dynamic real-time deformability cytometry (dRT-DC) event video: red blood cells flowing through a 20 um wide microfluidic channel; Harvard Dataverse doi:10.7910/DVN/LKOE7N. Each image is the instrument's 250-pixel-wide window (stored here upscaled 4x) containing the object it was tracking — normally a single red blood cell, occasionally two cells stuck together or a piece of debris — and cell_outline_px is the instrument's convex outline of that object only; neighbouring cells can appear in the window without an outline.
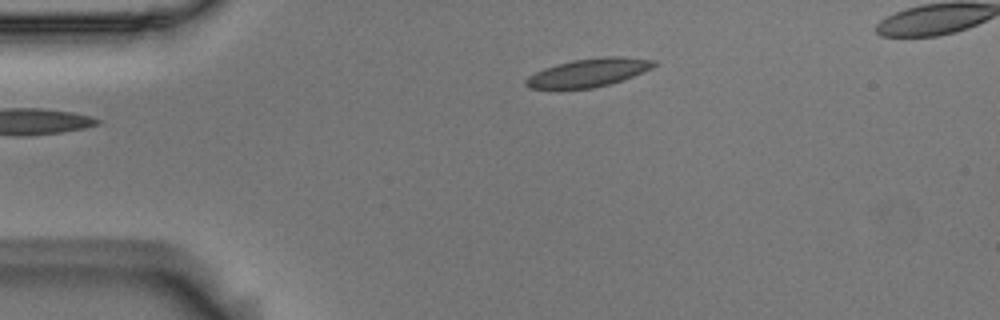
{"species": "Egyptian fruit bat (a non-hibernating species)", "species_latin": "Rousettus aegyptiacus", "temperature_condition": "room temperature", "stored_images_in_passage": 32, "camera_frame_rate_fps": 3000, "um_per_image_px": 0.085, "animal": {"sex": "male"}, "frame": {"image": 1, "passage_image": 1, "time_ms": 0.0, "image_size_px": [1000, 320], "cell_outline_px": [[648, 64], [644, 68], [636, 72], [616, 80], [600, 84], [580, 88], [540, 88], [532, 84], [544, 72], [568, 64], [588, 60], [624, 60]], "centroid_in_image_um": [49.93, 6.27], "position_along_channel_um": 35.1, "area_um2": 15.37}}
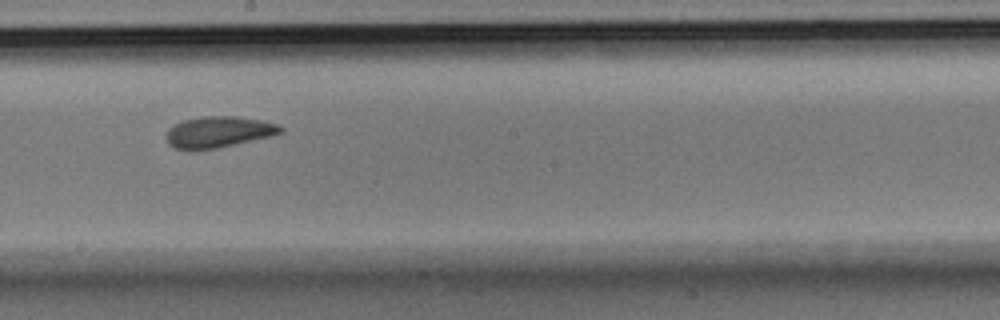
{"frame": {"image": 2, "passage_image": 20, "time_ms": 6.333, "image_size_px": [1000, 320], "cell_outline_px": [[276, 132], [220, 144], [200, 148], [184, 148], [176, 144], [172, 140], [172, 136], [176, 132], [188, 124], [220, 120], [232, 120], [260, 124], [276, 128]], "centroid_in_image_um": [18.53, 11.31], "position_along_channel_um": 229.7, "area_um2": 13.76}}
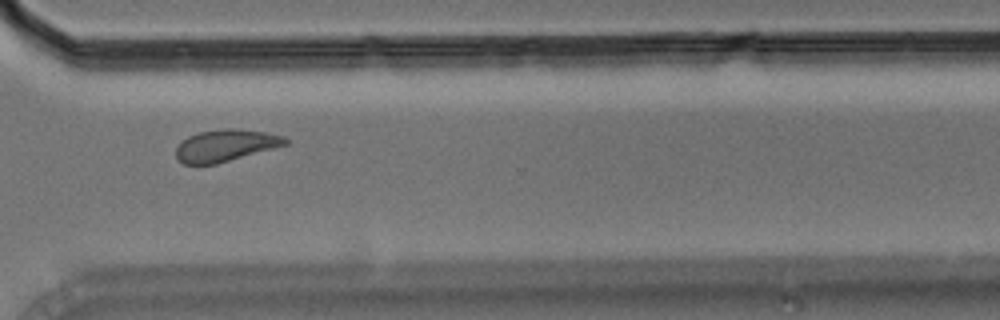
{"frame": {"image": 3, "passage_image": 30, "time_ms": 9.667, "image_size_px": [1000, 320], "cell_outline_px": [[280, 140], [276, 144], [224, 160], [208, 164], [188, 164], [180, 160], [180, 156], [184, 144], [188, 140], [196, 136], [208, 132], [248, 132]], "centroid_in_image_um": [18.89, 12.45], "position_along_channel_um": 351.7, "area_um2": 15.37}}